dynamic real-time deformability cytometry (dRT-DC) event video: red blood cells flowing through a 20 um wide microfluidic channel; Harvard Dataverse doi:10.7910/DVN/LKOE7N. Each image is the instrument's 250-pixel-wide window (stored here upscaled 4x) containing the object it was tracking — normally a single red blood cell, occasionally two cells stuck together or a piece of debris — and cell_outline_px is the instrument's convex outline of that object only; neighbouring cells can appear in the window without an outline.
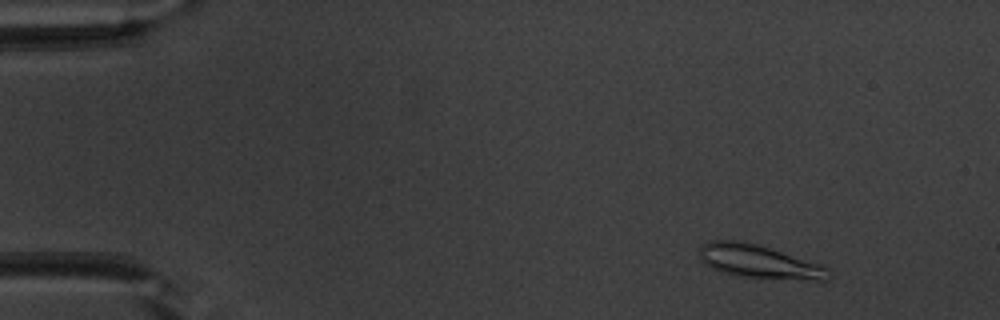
{"species": "common noctule bat (a hibernating species)", "species_latin": "Nyctalus noctula", "temperature_condition": "warm", "stored_images_in_passage": 51, "segment_of_instrument_passage": [1, 2], "camera_frame_rate_fps": 3000, "um_per_image_px": 0.085, "animal": {"sex": "male", "body_mass_g": 20.1, "forearm_length_mm": 53.5}, "frame": {"image": 1, "passage_image": 5, "time_ms": 1.333, "image_size_px": [1000, 320], "cell_outline_px": [[828, 280], [816, 280], [740, 276], [724, 272], [712, 268], [704, 264], [700, 260], [700, 244], [712, 240], [744, 240], [820, 264], [828, 268]], "centroid_in_image_um": [64.45, 22.21], "position_along_channel_um": 20.6, "area_um2": 24.74}}
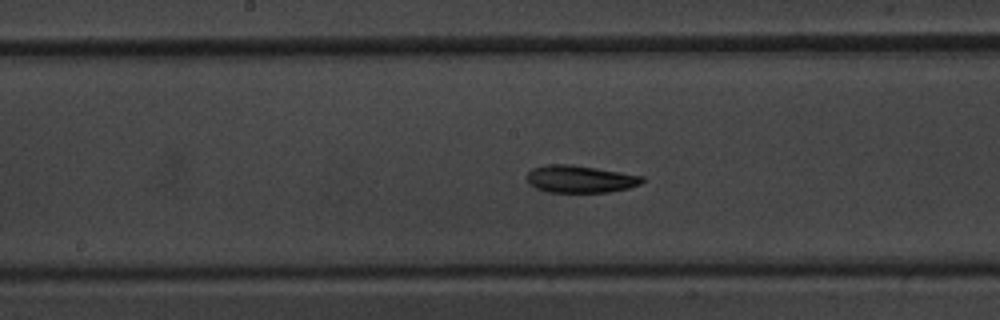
{"frame": {"image": 2, "passage_image": 26, "time_ms": 8.333, "image_size_px": [1000, 320], "cell_outline_px": [[644, 180], [640, 184], [628, 188], [608, 192], [548, 192], [536, 188], [528, 184], [524, 176], [532, 168], [548, 164], [572, 164], [644, 176]], "centroid_in_image_um": [49.26, 15.21], "position_along_channel_um": 198.9, "area_um2": 18.5}}
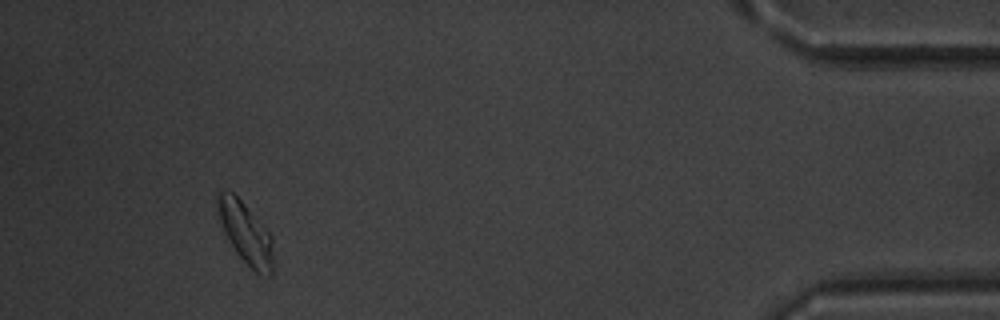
{"frame": {"image": 3, "passage_image": 47, "time_ms": 15.333, "image_size_px": [1000, 320], "cell_outline_px": [[272, 276], [260, 276], [252, 272], [236, 252], [228, 240], [224, 232], [216, 208], [216, 196], [220, 192], [232, 192], [244, 204], [272, 236]], "centroid_in_image_um": [20.88, 19.88], "position_along_channel_um": 414.3, "area_um2": 19.88}}